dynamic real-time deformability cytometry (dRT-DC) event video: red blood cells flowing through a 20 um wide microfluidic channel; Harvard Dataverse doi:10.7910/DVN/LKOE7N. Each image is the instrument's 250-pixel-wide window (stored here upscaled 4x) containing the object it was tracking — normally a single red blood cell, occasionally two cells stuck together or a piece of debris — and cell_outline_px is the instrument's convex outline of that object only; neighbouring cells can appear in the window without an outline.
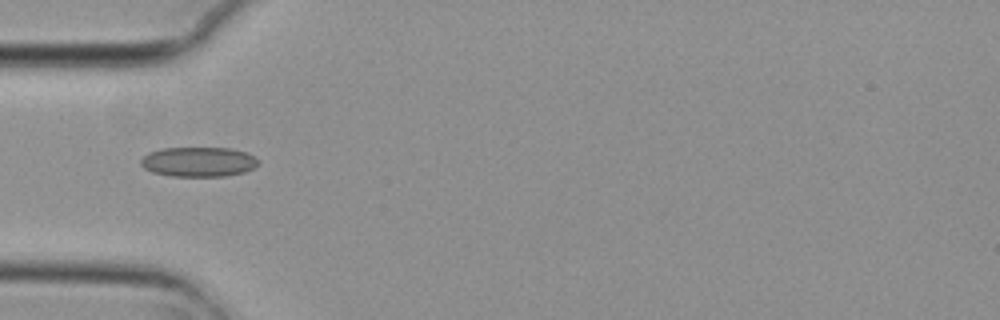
{"species": "common noctule bat (a hibernating species)", "species_latin": "Nyctalus noctula", "temperature_condition": "cold", "stored_images_in_passage": 3, "camera_frame_rate_fps": 3000, "um_per_image_px": 0.085, "animal": {"sex": "female", "body_mass_g": 29.2, "forearm_length_mm": 56.3}, "frame": {"image": 1, "passage_image": 1, "time_ms": 0.0, "image_size_px": [1000, 320], "cell_outline_px": [[260, 164], [244, 172], [224, 176], [172, 176], [152, 172], [144, 168], [140, 164], [140, 160], [148, 152], [160, 148], [232, 148], [248, 152], [256, 156], [260, 160]], "centroid_in_image_um": [16.9, 13.74], "position_along_channel_um": 68.1, "area_um2": 20.63}}
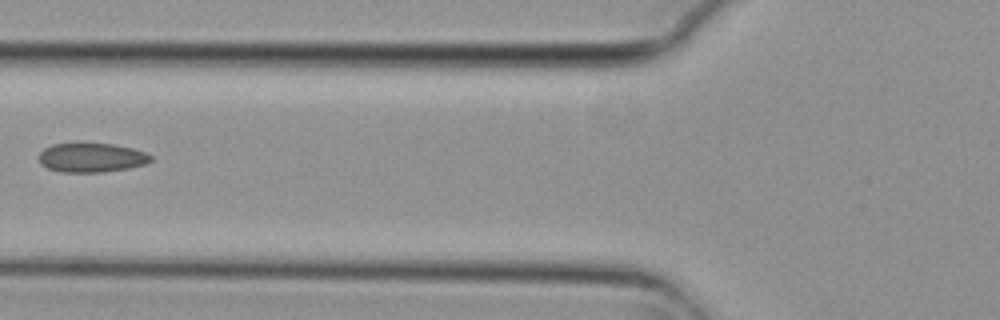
{"frame": {"image": 2, "passage_image": 2, "time_ms": 0.333, "image_size_px": [1000, 320], "cell_outline_px": [[152, 160], [144, 164], [128, 168], [104, 172], [60, 172], [48, 168], [40, 164], [40, 152], [44, 148], [52, 144], [84, 140], [112, 144], [132, 148], [144, 152], [152, 156]], "centroid_in_image_um": [7.74, 13.35], "position_along_channel_um": 118.1, "area_um2": 19.71}}
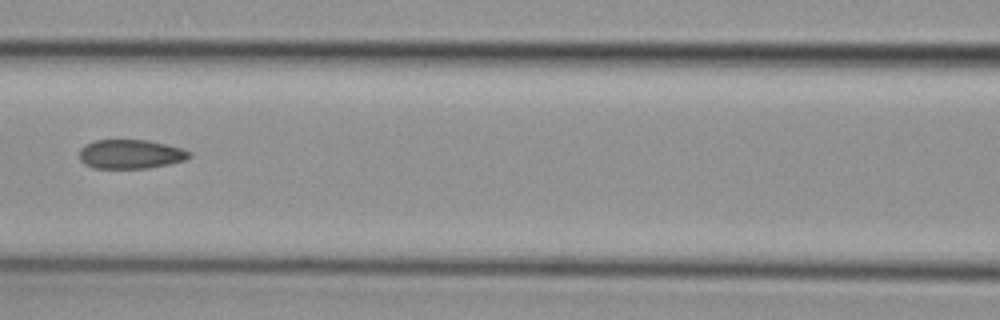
{"frame": {"image": 3, "passage_image": 3, "time_ms": 0.667, "image_size_px": [1000, 320], "cell_outline_px": [[192, 156], [184, 160], [168, 164], [148, 168], [92, 168], [84, 164], [80, 160], [80, 148], [84, 144], [96, 140], [148, 140], [184, 148], [192, 152]], "centroid_in_image_um": [11.11, 13.1], "position_along_channel_um": 155.5, "area_um2": 18.84}}